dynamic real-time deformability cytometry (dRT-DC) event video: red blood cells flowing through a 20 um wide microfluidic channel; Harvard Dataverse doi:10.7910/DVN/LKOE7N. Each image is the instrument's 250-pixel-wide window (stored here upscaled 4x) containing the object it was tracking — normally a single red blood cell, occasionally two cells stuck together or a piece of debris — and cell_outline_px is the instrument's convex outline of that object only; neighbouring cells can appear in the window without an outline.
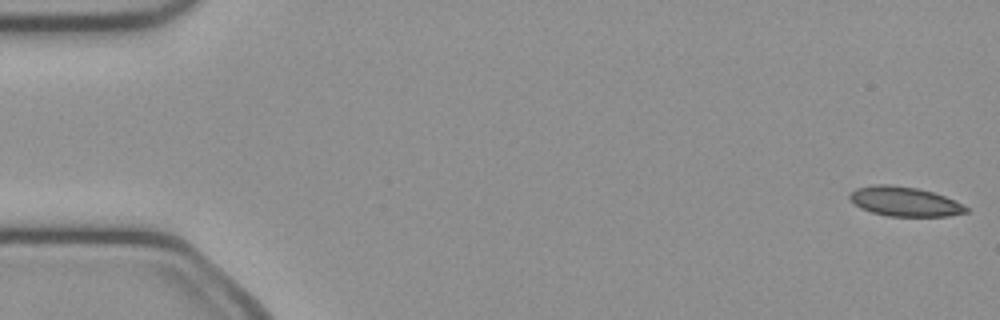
{"species": "common noctule bat (a hibernating species)", "species_latin": "Nyctalus noctula", "temperature_condition": "cold", "stored_images_in_passage": 50, "camera_frame_rate_fps": 3000, "um_per_image_px": 0.085, "animal": {"sex": "female", "body_mass_g": 21.9}, "frame": {"image": 1, "passage_image": 1, "time_ms": 0.0, "image_size_px": [1000, 320], "cell_outline_px": [[968, 212], [948, 216], [888, 216], [872, 212], [860, 208], [848, 196], [856, 188], [876, 184], [892, 184], [916, 188], [932, 192], [944, 196], [968, 208]], "centroid_in_image_um": [76.87, 17.13], "position_along_channel_um": 8.1, "area_um2": 19.71}}
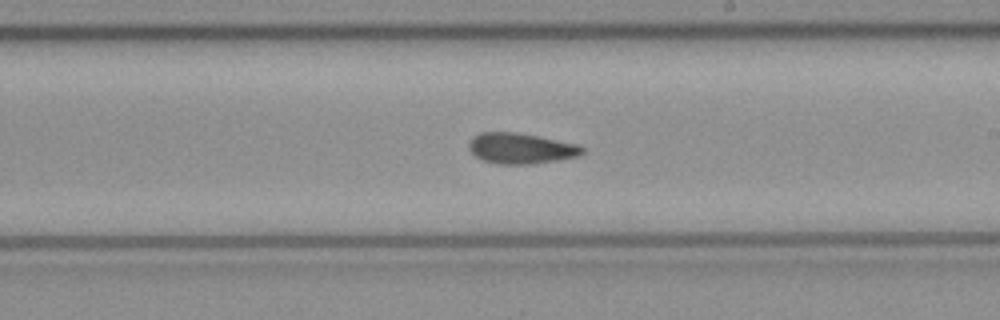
{"frame": {"image": 2, "passage_image": 29, "time_ms": 9.333, "image_size_px": [1000, 320], "cell_outline_px": [[584, 152], [580, 156], [556, 160], [528, 164], [496, 164], [484, 160], [476, 156], [468, 148], [468, 144], [472, 136], [480, 132], [516, 132], [580, 144], [584, 148]], "centroid_in_image_um": [44.28, 12.6], "position_along_channel_um": 244.7, "area_um2": 20.35}}
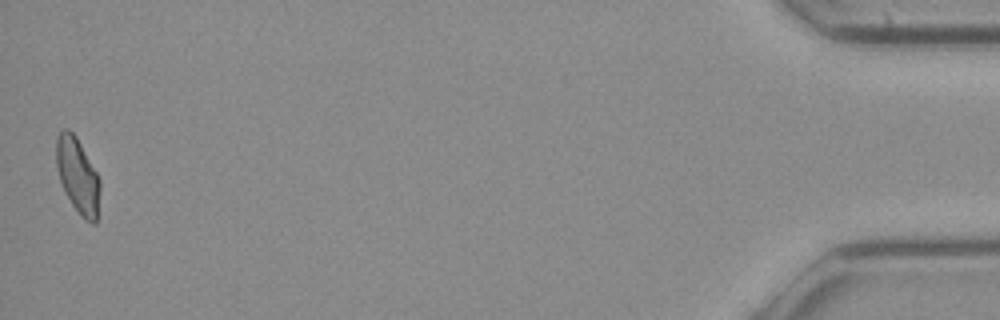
{"frame": {"image": 3, "passage_image": 50, "time_ms": 16.333, "image_size_px": [1000, 320], "cell_outline_px": [[100, 188], [96, 224], [92, 224], [84, 220], [80, 216], [64, 192], [56, 168], [56, 136], [64, 128], [68, 128], [76, 136], [96, 172], [100, 180]], "centroid_in_image_um": [6.59, 14.94], "position_along_channel_um": 428.6, "area_um2": 19.25}, "authors_computed_cell_mechanics": {"area_um2": 20.1144, "velocity_mm_per_s": 4.0396, "shape_relaxation_time_tau1_ms": null, "shape_relaxation_time_tau2_ms": 5.0326, "deformation_change_tau1": null, "deformation_change_tau2": 0.0894}}